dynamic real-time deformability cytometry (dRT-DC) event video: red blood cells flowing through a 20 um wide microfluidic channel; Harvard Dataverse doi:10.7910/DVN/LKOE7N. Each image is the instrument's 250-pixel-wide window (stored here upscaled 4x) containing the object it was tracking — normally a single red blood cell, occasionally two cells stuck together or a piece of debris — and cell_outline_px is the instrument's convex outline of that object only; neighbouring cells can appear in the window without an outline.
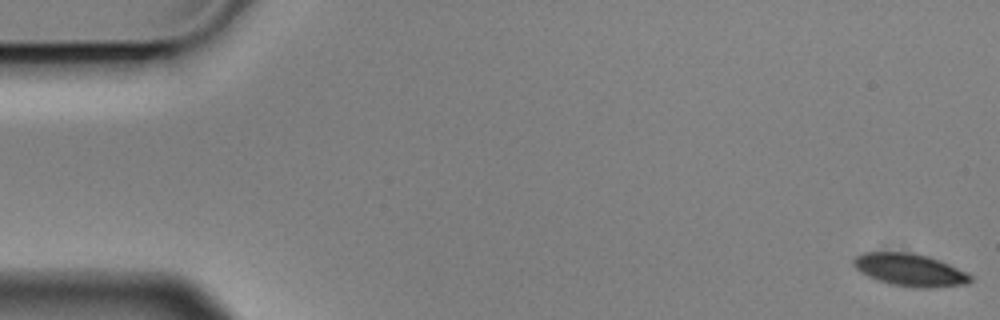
{"species": "Egyptian fruit bat (a non-hibernating species)", "species_latin": "Rousettus aegyptiacus", "temperature_condition": "cold", "stored_images_in_passage": 5, "camera_frame_rate_fps": 3000, "um_per_image_px": 0.085, "animal": {"sex": "male"}, "frame": {"image": 1, "passage_image": 1, "time_ms": 0.0, "image_size_px": [1000, 320], "cell_outline_px": [[972, 280], [968, 284], [924, 288], [916, 288], [892, 284], [868, 276], [860, 272], [852, 264], [852, 260], [856, 256], [864, 252], [912, 252], [928, 256], [940, 260], [972, 276]], "centroid_in_image_um": [77.32, 22.93], "position_along_channel_um": 7.7, "area_um2": 21.96}}
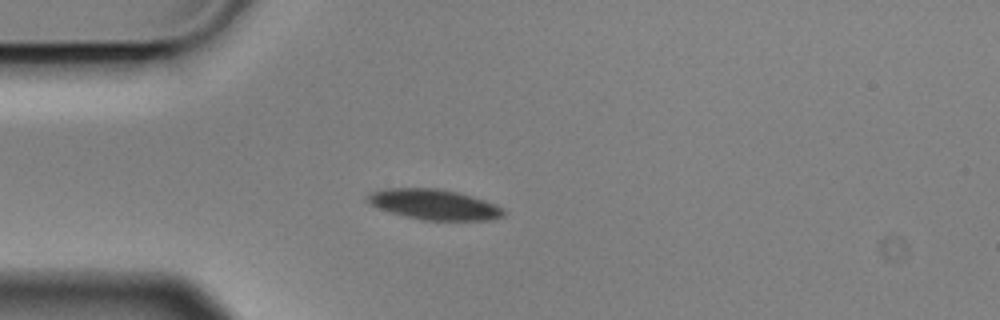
{"frame": {"image": 2, "passage_image": 5, "time_ms": 1.333, "image_size_px": [1000, 320], "cell_outline_px": [[504, 216], [492, 220], [420, 220], [388, 212], [368, 204], [368, 192], [388, 188], [436, 188], [456, 192], [472, 196], [496, 204], [504, 208]], "centroid_in_image_um": [36.89, 17.39], "position_along_channel_um": 48.1, "area_um2": 24.22}}